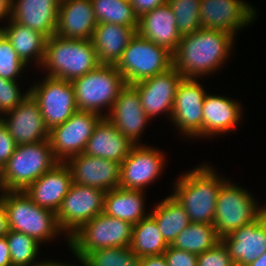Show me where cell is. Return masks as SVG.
<instances>
[{"mask_svg": "<svg viewBox=\"0 0 266 266\" xmlns=\"http://www.w3.org/2000/svg\"><path fill=\"white\" fill-rule=\"evenodd\" d=\"M264 215L266 216V206H264Z\"/></svg>", "mask_w": 266, "mask_h": 266, "instance_id": "816d5d0a", "label": "cell"}, {"mask_svg": "<svg viewBox=\"0 0 266 266\" xmlns=\"http://www.w3.org/2000/svg\"><path fill=\"white\" fill-rule=\"evenodd\" d=\"M219 242L221 238L213 224L191 222L178 234L171 246L199 255L215 247Z\"/></svg>", "mask_w": 266, "mask_h": 266, "instance_id": "1f68e13d", "label": "cell"}, {"mask_svg": "<svg viewBox=\"0 0 266 266\" xmlns=\"http://www.w3.org/2000/svg\"><path fill=\"white\" fill-rule=\"evenodd\" d=\"M44 77L29 87V94L38 103L46 128L51 130L69 119L78 107L71 81Z\"/></svg>", "mask_w": 266, "mask_h": 266, "instance_id": "30bf717a", "label": "cell"}, {"mask_svg": "<svg viewBox=\"0 0 266 266\" xmlns=\"http://www.w3.org/2000/svg\"><path fill=\"white\" fill-rule=\"evenodd\" d=\"M180 176L171 195L184 207L190 222L214 224L218 193L227 180L206 164Z\"/></svg>", "mask_w": 266, "mask_h": 266, "instance_id": "7a4b0ae2", "label": "cell"}, {"mask_svg": "<svg viewBox=\"0 0 266 266\" xmlns=\"http://www.w3.org/2000/svg\"><path fill=\"white\" fill-rule=\"evenodd\" d=\"M71 185L70 169L65 162H59L30 184L24 192L38 206L56 214Z\"/></svg>", "mask_w": 266, "mask_h": 266, "instance_id": "44dd1931", "label": "cell"}, {"mask_svg": "<svg viewBox=\"0 0 266 266\" xmlns=\"http://www.w3.org/2000/svg\"><path fill=\"white\" fill-rule=\"evenodd\" d=\"M115 66L126 84H134L171 68L172 53L136 33Z\"/></svg>", "mask_w": 266, "mask_h": 266, "instance_id": "ba28073f", "label": "cell"}, {"mask_svg": "<svg viewBox=\"0 0 266 266\" xmlns=\"http://www.w3.org/2000/svg\"><path fill=\"white\" fill-rule=\"evenodd\" d=\"M97 23L138 26L130 0H91Z\"/></svg>", "mask_w": 266, "mask_h": 266, "instance_id": "d6a6232c", "label": "cell"}, {"mask_svg": "<svg viewBox=\"0 0 266 266\" xmlns=\"http://www.w3.org/2000/svg\"><path fill=\"white\" fill-rule=\"evenodd\" d=\"M105 193L96 187L72 183L56 212L57 224L66 235L67 244L68 238L83 224L104 211Z\"/></svg>", "mask_w": 266, "mask_h": 266, "instance_id": "8fae6325", "label": "cell"}, {"mask_svg": "<svg viewBox=\"0 0 266 266\" xmlns=\"http://www.w3.org/2000/svg\"><path fill=\"white\" fill-rule=\"evenodd\" d=\"M9 231L10 226L8 216L2 201V195L0 194V237H5Z\"/></svg>", "mask_w": 266, "mask_h": 266, "instance_id": "7bdbcfd3", "label": "cell"}, {"mask_svg": "<svg viewBox=\"0 0 266 266\" xmlns=\"http://www.w3.org/2000/svg\"><path fill=\"white\" fill-rule=\"evenodd\" d=\"M10 230L24 233L42 244L50 241L62 231L56 214L34 203L24 191H1Z\"/></svg>", "mask_w": 266, "mask_h": 266, "instance_id": "5b68a950", "label": "cell"}, {"mask_svg": "<svg viewBox=\"0 0 266 266\" xmlns=\"http://www.w3.org/2000/svg\"><path fill=\"white\" fill-rule=\"evenodd\" d=\"M6 39L5 33L3 28H0V44L3 43V41Z\"/></svg>", "mask_w": 266, "mask_h": 266, "instance_id": "681fc988", "label": "cell"}, {"mask_svg": "<svg viewBox=\"0 0 266 266\" xmlns=\"http://www.w3.org/2000/svg\"><path fill=\"white\" fill-rule=\"evenodd\" d=\"M71 83L78 110L94 112L102 117L107 116L120 90L126 85L116 66L107 64H99L91 72L72 80ZM104 110L107 113H103Z\"/></svg>", "mask_w": 266, "mask_h": 266, "instance_id": "8992f818", "label": "cell"}, {"mask_svg": "<svg viewBox=\"0 0 266 266\" xmlns=\"http://www.w3.org/2000/svg\"><path fill=\"white\" fill-rule=\"evenodd\" d=\"M246 266H266V251L260 257H257L255 261Z\"/></svg>", "mask_w": 266, "mask_h": 266, "instance_id": "c3c4849f", "label": "cell"}, {"mask_svg": "<svg viewBox=\"0 0 266 266\" xmlns=\"http://www.w3.org/2000/svg\"><path fill=\"white\" fill-rule=\"evenodd\" d=\"M91 40L65 39L56 35L47 38L42 68L47 76L72 81L99 65Z\"/></svg>", "mask_w": 266, "mask_h": 266, "instance_id": "3957f363", "label": "cell"}, {"mask_svg": "<svg viewBox=\"0 0 266 266\" xmlns=\"http://www.w3.org/2000/svg\"><path fill=\"white\" fill-rule=\"evenodd\" d=\"M144 194L141 190H127L120 187L111 189L105 193L103 212L134 225L149 215L145 213Z\"/></svg>", "mask_w": 266, "mask_h": 266, "instance_id": "83f0119b", "label": "cell"}, {"mask_svg": "<svg viewBox=\"0 0 266 266\" xmlns=\"http://www.w3.org/2000/svg\"><path fill=\"white\" fill-rule=\"evenodd\" d=\"M156 221L163 239L171 245L179 233H181L191 222L184 207L169 195L155 205L149 213Z\"/></svg>", "mask_w": 266, "mask_h": 266, "instance_id": "f546056e", "label": "cell"}, {"mask_svg": "<svg viewBox=\"0 0 266 266\" xmlns=\"http://www.w3.org/2000/svg\"><path fill=\"white\" fill-rule=\"evenodd\" d=\"M194 78H182L177 86L171 121L180 134L197 137L203 130V103L207 92Z\"/></svg>", "mask_w": 266, "mask_h": 266, "instance_id": "4fadbf2b", "label": "cell"}, {"mask_svg": "<svg viewBox=\"0 0 266 266\" xmlns=\"http://www.w3.org/2000/svg\"><path fill=\"white\" fill-rule=\"evenodd\" d=\"M82 260L85 266H141V258L130 247L97 249L89 252Z\"/></svg>", "mask_w": 266, "mask_h": 266, "instance_id": "e575fe53", "label": "cell"}, {"mask_svg": "<svg viewBox=\"0 0 266 266\" xmlns=\"http://www.w3.org/2000/svg\"><path fill=\"white\" fill-rule=\"evenodd\" d=\"M165 162L164 153L159 149L145 144L134 145L120 164L119 187L144 191L161 175Z\"/></svg>", "mask_w": 266, "mask_h": 266, "instance_id": "5bb4252c", "label": "cell"}, {"mask_svg": "<svg viewBox=\"0 0 266 266\" xmlns=\"http://www.w3.org/2000/svg\"><path fill=\"white\" fill-rule=\"evenodd\" d=\"M12 266H39L42 261H37L39 245L34 238L14 230H10L5 236ZM37 261V262H36Z\"/></svg>", "mask_w": 266, "mask_h": 266, "instance_id": "836d02e7", "label": "cell"}, {"mask_svg": "<svg viewBox=\"0 0 266 266\" xmlns=\"http://www.w3.org/2000/svg\"><path fill=\"white\" fill-rule=\"evenodd\" d=\"M168 0H130L131 5L134 8L135 14L142 16L144 13L152 11L154 8L167 3Z\"/></svg>", "mask_w": 266, "mask_h": 266, "instance_id": "b9f144b4", "label": "cell"}, {"mask_svg": "<svg viewBox=\"0 0 266 266\" xmlns=\"http://www.w3.org/2000/svg\"><path fill=\"white\" fill-rule=\"evenodd\" d=\"M133 225L104 212L83 224L68 238V247L78 259L102 248L129 247Z\"/></svg>", "mask_w": 266, "mask_h": 266, "instance_id": "52a82bcc", "label": "cell"}, {"mask_svg": "<svg viewBox=\"0 0 266 266\" xmlns=\"http://www.w3.org/2000/svg\"><path fill=\"white\" fill-rule=\"evenodd\" d=\"M29 95V89L24 94L20 91L17 81L0 77V116L14 109Z\"/></svg>", "mask_w": 266, "mask_h": 266, "instance_id": "74e56055", "label": "cell"}, {"mask_svg": "<svg viewBox=\"0 0 266 266\" xmlns=\"http://www.w3.org/2000/svg\"><path fill=\"white\" fill-rule=\"evenodd\" d=\"M16 143L5 123L0 118V165L3 167L13 155Z\"/></svg>", "mask_w": 266, "mask_h": 266, "instance_id": "60d3db41", "label": "cell"}, {"mask_svg": "<svg viewBox=\"0 0 266 266\" xmlns=\"http://www.w3.org/2000/svg\"><path fill=\"white\" fill-rule=\"evenodd\" d=\"M136 30L137 26L97 23L91 41L99 63L116 65Z\"/></svg>", "mask_w": 266, "mask_h": 266, "instance_id": "4316f807", "label": "cell"}, {"mask_svg": "<svg viewBox=\"0 0 266 266\" xmlns=\"http://www.w3.org/2000/svg\"><path fill=\"white\" fill-rule=\"evenodd\" d=\"M96 25L91 0H60L56 36L91 40Z\"/></svg>", "mask_w": 266, "mask_h": 266, "instance_id": "7402d4cb", "label": "cell"}, {"mask_svg": "<svg viewBox=\"0 0 266 266\" xmlns=\"http://www.w3.org/2000/svg\"><path fill=\"white\" fill-rule=\"evenodd\" d=\"M244 0H200L201 28L220 30L235 37L256 20V10Z\"/></svg>", "mask_w": 266, "mask_h": 266, "instance_id": "9a60e30c", "label": "cell"}, {"mask_svg": "<svg viewBox=\"0 0 266 266\" xmlns=\"http://www.w3.org/2000/svg\"><path fill=\"white\" fill-rule=\"evenodd\" d=\"M168 266H197V256L196 254L177 249L168 246L166 251L163 253Z\"/></svg>", "mask_w": 266, "mask_h": 266, "instance_id": "ab89813d", "label": "cell"}, {"mask_svg": "<svg viewBox=\"0 0 266 266\" xmlns=\"http://www.w3.org/2000/svg\"><path fill=\"white\" fill-rule=\"evenodd\" d=\"M59 161L49 140L16 146L13 155L2 167L1 191H24Z\"/></svg>", "mask_w": 266, "mask_h": 266, "instance_id": "277c9868", "label": "cell"}, {"mask_svg": "<svg viewBox=\"0 0 266 266\" xmlns=\"http://www.w3.org/2000/svg\"><path fill=\"white\" fill-rule=\"evenodd\" d=\"M79 262H80V264H82V266H85V264H84V262H83V260L82 259H78V258H76ZM39 266H74V265H70L69 263H62V262H56V261H54V260H44V261H42V263L39 265Z\"/></svg>", "mask_w": 266, "mask_h": 266, "instance_id": "7dc6e473", "label": "cell"}, {"mask_svg": "<svg viewBox=\"0 0 266 266\" xmlns=\"http://www.w3.org/2000/svg\"><path fill=\"white\" fill-rule=\"evenodd\" d=\"M197 266H235L223 242L197 256Z\"/></svg>", "mask_w": 266, "mask_h": 266, "instance_id": "f35d334b", "label": "cell"}, {"mask_svg": "<svg viewBox=\"0 0 266 266\" xmlns=\"http://www.w3.org/2000/svg\"><path fill=\"white\" fill-rule=\"evenodd\" d=\"M168 246L150 214L133 225L129 247L138 257L162 255Z\"/></svg>", "mask_w": 266, "mask_h": 266, "instance_id": "4dcf8cb0", "label": "cell"}, {"mask_svg": "<svg viewBox=\"0 0 266 266\" xmlns=\"http://www.w3.org/2000/svg\"><path fill=\"white\" fill-rule=\"evenodd\" d=\"M0 118L17 146L49 139V130L46 128L39 105L31 95Z\"/></svg>", "mask_w": 266, "mask_h": 266, "instance_id": "ac0fdd59", "label": "cell"}, {"mask_svg": "<svg viewBox=\"0 0 266 266\" xmlns=\"http://www.w3.org/2000/svg\"><path fill=\"white\" fill-rule=\"evenodd\" d=\"M59 2L60 0H12L10 19L50 38L56 32Z\"/></svg>", "mask_w": 266, "mask_h": 266, "instance_id": "cb8c5ba5", "label": "cell"}, {"mask_svg": "<svg viewBox=\"0 0 266 266\" xmlns=\"http://www.w3.org/2000/svg\"><path fill=\"white\" fill-rule=\"evenodd\" d=\"M0 266H12L10 251L5 237H0Z\"/></svg>", "mask_w": 266, "mask_h": 266, "instance_id": "ee69618b", "label": "cell"}, {"mask_svg": "<svg viewBox=\"0 0 266 266\" xmlns=\"http://www.w3.org/2000/svg\"><path fill=\"white\" fill-rule=\"evenodd\" d=\"M26 66L6 38L0 44V77L17 81Z\"/></svg>", "mask_w": 266, "mask_h": 266, "instance_id": "8d00e7d4", "label": "cell"}, {"mask_svg": "<svg viewBox=\"0 0 266 266\" xmlns=\"http://www.w3.org/2000/svg\"><path fill=\"white\" fill-rule=\"evenodd\" d=\"M12 0H0V20L11 18ZM1 23V21H0ZM2 28V26H0Z\"/></svg>", "mask_w": 266, "mask_h": 266, "instance_id": "bcb514c9", "label": "cell"}, {"mask_svg": "<svg viewBox=\"0 0 266 266\" xmlns=\"http://www.w3.org/2000/svg\"><path fill=\"white\" fill-rule=\"evenodd\" d=\"M106 117L131 143L141 145L138 141L150 118L145 113L139 93L132 84H126L120 90Z\"/></svg>", "mask_w": 266, "mask_h": 266, "instance_id": "e0dca14e", "label": "cell"}, {"mask_svg": "<svg viewBox=\"0 0 266 266\" xmlns=\"http://www.w3.org/2000/svg\"><path fill=\"white\" fill-rule=\"evenodd\" d=\"M234 36L220 30L200 28L182 35L172 53V66L183 78L198 79L224 65L232 52Z\"/></svg>", "mask_w": 266, "mask_h": 266, "instance_id": "6da1fadb", "label": "cell"}, {"mask_svg": "<svg viewBox=\"0 0 266 266\" xmlns=\"http://www.w3.org/2000/svg\"><path fill=\"white\" fill-rule=\"evenodd\" d=\"M241 104L231 98L206 94L203 103V130L197 138L233 131L243 115Z\"/></svg>", "mask_w": 266, "mask_h": 266, "instance_id": "d4e9b609", "label": "cell"}, {"mask_svg": "<svg viewBox=\"0 0 266 266\" xmlns=\"http://www.w3.org/2000/svg\"><path fill=\"white\" fill-rule=\"evenodd\" d=\"M9 24L2 27L7 40L12 44L19 58L26 64L35 60L36 66L42 65L47 38L29 27L20 25L12 19Z\"/></svg>", "mask_w": 266, "mask_h": 266, "instance_id": "f1b7e54d", "label": "cell"}, {"mask_svg": "<svg viewBox=\"0 0 266 266\" xmlns=\"http://www.w3.org/2000/svg\"><path fill=\"white\" fill-rule=\"evenodd\" d=\"M133 146L134 144L123 136L107 117H102L86 143L83 153L121 164Z\"/></svg>", "mask_w": 266, "mask_h": 266, "instance_id": "484cf974", "label": "cell"}, {"mask_svg": "<svg viewBox=\"0 0 266 266\" xmlns=\"http://www.w3.org/2000/svg\"><path fill=\"white\" fill-rule=\"evenodd\" d=\"M182 78L172 66L163 73L132 84L137 89L141 105L150 119L167 113L171 120L177 86Z\"/></svg>", "mask_w": 266, "mask_h": 266, "instance_id": "2e32d148", "label": "cell"}, {"mask_svg": "<svg viewBox=\"0 0 266 266\" xmlns=\"http://www.w3.org/2000/svg\"><path fill=\"white\" fill-rule=\"evenodd\" d=\"M72 176V183L96 187L105 192L119 188L120 164L84 153L65 161Z\"/></svg>", "mask_w": 266, "mask_h": 266, "instance_id": "d6986e66", "label": "cell"}, {"mask_svg": "<svg viewBox=\"0 0 266 266\" xmlns=\"http://www.w3.org/2000/svg\"><path fill=\"white\" fill-rule=\"evenodd\" d=\"M176 18L178 32L191 34L201 28L200 0H168Z\"/></svg>", "mask_w": 266, "mask_h": 266, "instance_id": "d590c367", "label": "cell"}, {"mask_svg": "<svg viewBox=\"0 0 266 266\" xmlns=\"http://www.w3.org/2000/svg\"><path fill=\"white\" fill-rule=\"evenodd\" d=\"M221 241L235 266H246L266 251V216L263 213L253 222L224 236Z\"/></svg>", "mask_w": 266, "mask_h": 266, "instance_id": "ffe728a7", "label": "cell"}, {"mask_svg": "<svg viewBox=\"0 0 266 266\" xmlns=\"http://www.w3.org/2000/svg\"><path fill=\"white\" fill-rule=\"evenodd\" d=\"M263 213L264 207L258 205L251 193L228 180L218 193L213 225L222 239Z\"/></svg>", "mask_w": 266, "mask_h": 266, "instance_id": "9c48e42d", "label": "cell"}, {"mask_svg": "<svg viewBox=\"0 0 266 266\" xmlns=\"http://www.w3.org/2000/svg\"><path fill=\"white\" fill-rule=\"evenodd\" d=\"M141 266H168V263L162 254L141 258Z\"/></svg>", "mask_w": 266, "mask_h": 266, "instance_id": "f6af8a7d", "label": "cell"}, {"mask_svg": "<svg viewBox=\"0 0 266 266\" xmlns=\"http://www.w3.org/2000/svg\"><path fill=\"white\" fill-rule=\"evenodd\" d=\"M137 34L173 53L182 36L176 26V18L168 3L144 13L138 18Z\"/></svg>", "mask_w": 266, "mask_h": 266, "instance_id": "603a6c76", "label": "cell"}, {"mask_svg": "<svg viewBox=\"0 0 266 266\" xmlns=\"http://www.w3.org/2000/svg\"><path fill=\"white\" fill-rule=\"evenodd\" d=\"M102 118L101 115L77 110L61 125L49 130V142L59 162L83 153L86 143Z\"/></svg>", "mask_w": 266, "mask_h": 266, "instance_id": "7c38bea8", "label": "cell"}, {"mask_svg": "<svg viewBox=\"0 0 266 266\" xmlns=\"http://www.w3.org/2000/svg\"><path fill=\"white\" fill-rule=\"evenodd\" d=\"M2 166L0 165V188H1Z\"/></svg>", "mask_w": 266, "mask_h": 266, "instance_id": "f907efd6", "label": "cell"}]
</instances>
